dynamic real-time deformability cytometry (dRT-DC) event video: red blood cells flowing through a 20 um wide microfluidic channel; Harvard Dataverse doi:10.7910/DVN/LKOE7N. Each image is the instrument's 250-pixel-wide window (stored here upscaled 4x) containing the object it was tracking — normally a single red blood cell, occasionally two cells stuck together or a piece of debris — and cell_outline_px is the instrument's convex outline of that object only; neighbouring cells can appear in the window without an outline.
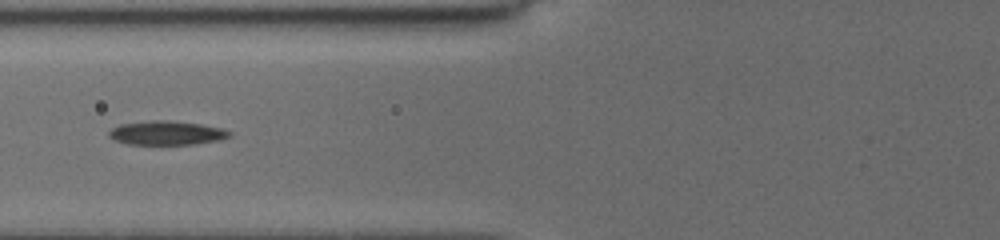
{"species": "common noctule bat (a hibernating species)", "species_latin": "Nyctalus noctula", "temperature_condition": "cold", "stored_images_in_passage": 28, "camera_frame_rate_fps": 3000, "um_per_image_px": 0.085, "animal": {"sex": "female", "body_mass_g": 19.5, "forearm_length_mm": 54.1}, "frame": {"image": 1, "passage_image": 7, "time_ms": 2.333, "image_size_px": [1000, 240], "cell_outline_px": [[232, 136], [216, 140], [192, 144], [128, 144], [116, 140], [108, 136], [108, 132], [112, 128], [120, 124], [156, 120], [200, 124], [224, 128], [232, 132]], "centroid_in_image_um": [14.17, 11.3], "position_along_channel_um": 111.6, "area_um2": 16.53}}
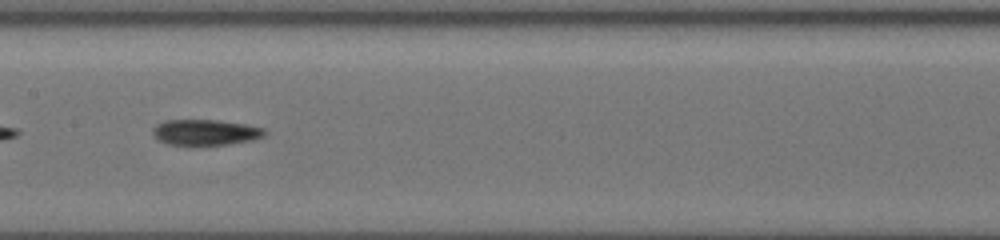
{"frame": {"image": 2, "passage_image": 12, "time_ms": 4.333, "image_size_px": [1000, 240], "cell_outline_px": [[268, 132], [264, 136], [248, 140], [224, 144], [168, 144], [160, 140], [152, 132], [160, 124], [168, 120], [216, 120], [244, 124], [264, 128]], "centroid_in_image_um": [17.52, 11.23], "position_along_channel_um": 189.9, "area_um2": 16.07}}
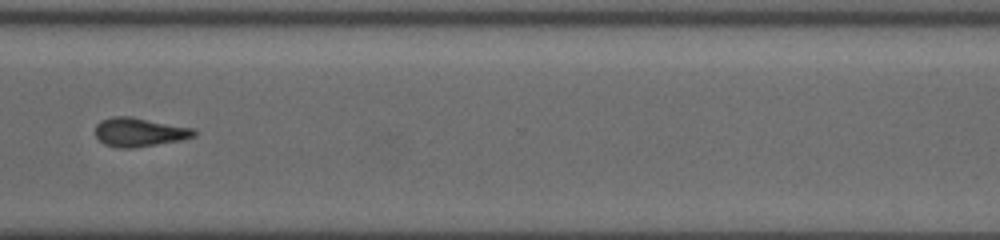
{"frame": {"image": 3, "passage_image": 23, "time_ms": 8.667, "image_size_px": [1000, 240], "cell_outline_px": [[196, 136], [180, 140], [132, 148], [120, 148], [104, 144], [96, 136], [96, 124], [100, 120], [112, 116], [132, 116], [192, 128], [196, 132]], "centroid_in_image_um": [11.82, 11.22], "position_along_channel_um": 358.8, "area_um2": 16.53}, "authors_computed_cell_mechanics": {"area_um2": 16.2129, "velocity_mm_per_s": 3.8988, "shape_relaxation_time_tau1_ms": 8.0667, "shape_relaxation_time_tau2_ms": 6.2738, "deformation_change_tau1": 0.2119, "deformation_change_tau2": 0.1466}}